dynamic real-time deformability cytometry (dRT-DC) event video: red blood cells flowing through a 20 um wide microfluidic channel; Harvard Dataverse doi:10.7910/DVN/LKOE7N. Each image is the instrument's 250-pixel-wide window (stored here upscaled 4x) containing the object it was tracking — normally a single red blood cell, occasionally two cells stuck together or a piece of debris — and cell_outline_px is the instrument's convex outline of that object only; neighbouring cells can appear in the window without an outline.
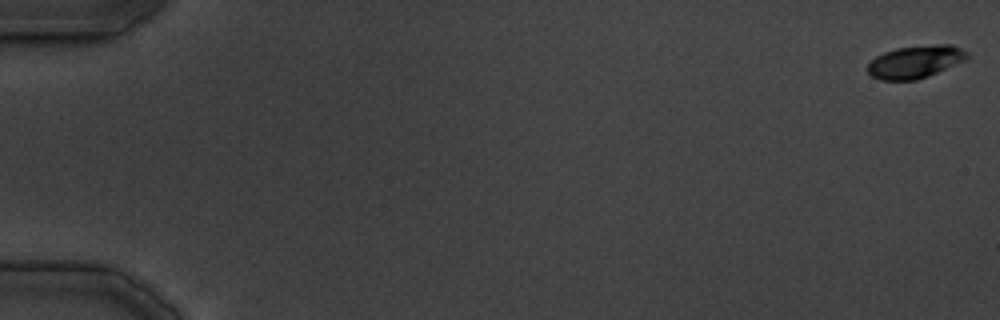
{"species": "common noctule bat (a hibernating species)", "species_latin": "Nyctalus noctula", "temperature_condition": "cold", "stored_images_in_passage": 11, "camera_frame_rate_fps": 3000, "um_per_image_px": 0.085, "animal": {"sex": "male", "body_mass_g": 19.5, "forearm_length_mm": 54.6}, "frame": {"image": 1, "passage_image": 1, "time_ms": 0.0, "image_size_px": [1000, 320], "cell_outline_px": [[968, 60], [928, 76], [916, 80], [880, 80], [872, 76], [868, 72], [868, 64], [876, 56], [884, 52], [896, 48], [940, 44], [952, 44], [968, 52]], "centroid_in_image_um": [77.84, 5.25], "position_along_channel_um": 7.2, "area_um2": 18.96}}
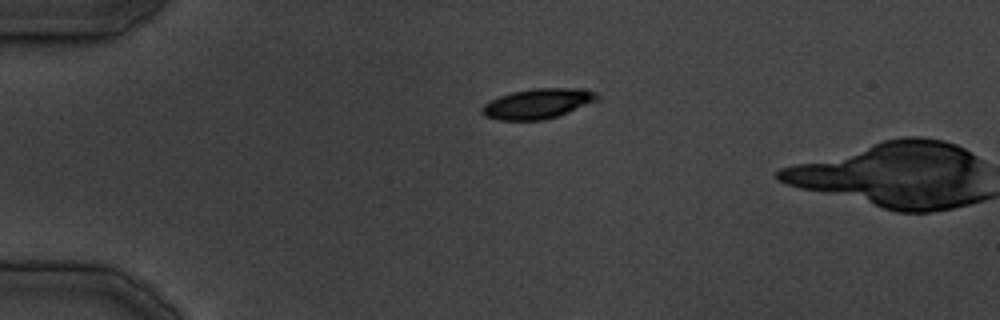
{"frame": {"image": 2, "passage_image": 10, "time_ms": 11.0, "image_size_px": [1000, 320], "cell_outline_px": [[600, 96], [596, 100], [568, 112], [544, 120], [500, 120], [484, 116], [480, 112], [480, 108], [484, 104], [500, 96], [512, 92], [536, 88], [584, 88], [596, 92]], "centroid_in_image_um": [45.69, 8.8], "position_along_channel_um": 39.3, "area_um2": 20.06}}